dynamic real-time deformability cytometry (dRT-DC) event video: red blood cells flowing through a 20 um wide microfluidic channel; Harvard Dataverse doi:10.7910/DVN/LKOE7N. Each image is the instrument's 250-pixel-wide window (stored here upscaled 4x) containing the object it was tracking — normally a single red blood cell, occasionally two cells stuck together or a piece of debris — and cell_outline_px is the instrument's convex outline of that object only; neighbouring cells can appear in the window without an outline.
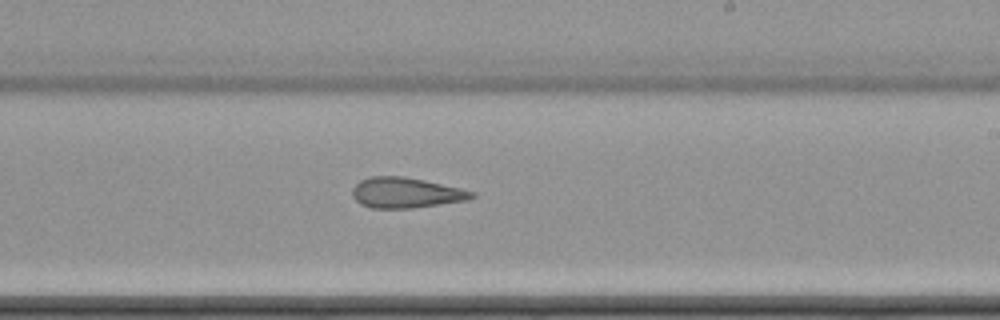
{"species": "common noctule bat (a hibernating species)", "species_latin": "Nyctalus noctula", "temperature_condition": "cold", "stored_images_in_passage": 10, "camera_frame_rate_fps": 3000, "um_per_image_px": 0.085, "animal": {"sex": "female", "body_mass_g": 22.7, "forearm_length_mm": 54.2}, "frame": {"image": 1, "passage_image": 10, "time_ms": 11.667, "image_size_px": [1000, 320], "cell_outline_px": [[476, 196], [468, 200], [412, 208], [372, 208], [360, 204], [352, 196], [352, 188], [360, 180], [372, 176], [404, 176], [424, 180], [460, 188], [476, 192]], "centroid_in_image_um": [34.5, 16.38], "position_along_channel_um": 254.5, "area_um2": 21.21}}